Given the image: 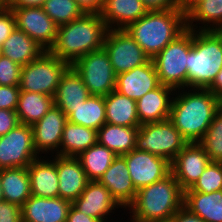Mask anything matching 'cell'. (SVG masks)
I'll return each instance as SVG.
<instances>
[{
  "mask_svg": "<svg viewBox=\"0 0 222 222\" xmlns=\"http://www.w3.org/2000/svg\"><path fill=\"white\" fill-rule=\"evenodd\" d=\"M189 88H209L222 69V31L192 30L188 54Z\"/></svg>",
  "mask_w": 222,
  "mask_h": 222,
  "instance_id": "obj_5",
  "label": "cell"
},
{
  "mask_svg": "<svg viewBox=\"0 0 222 222\" xmlns=\"http://www.w3.org/2000/svg\"><path fill=\"white\" fill-rule=\"evenodd\" d=\"M208 89L222 99V69L219 71L215 81Z\"/></svg>",
  "mask_w": 222,
  "mask_h": 222,
  "instance_id": "obj_49",
  "label": "cell"
},
{
  "mask_svg": "<svg viewBox=\"0 0 222 222\" xmlns=\"http://www.w3.org/2000/svg\"><path fill=\"white\" fill-rule=\"evenodd\" d=\"M67 121L98 130L106 123L104 96L90 95L83 104L74 108Z\"/></svg>",
  "mask_w": 222,
  "mask_h": 222,
  "instance_id": "obj_33",
  "label": "cell"
},
{
  "mask_svg": "<svg viewBox=\"0 0 222 222\" xmlns=\"http://www.w3.org/2000/svg\"><path fill=\"white\" fill-rule=\"evenodd\" d=\"M47 158V155L40 156L27 167L32 196L44 198L59 197L56 155H53V158L52 156L49 157L50 159Z\"/></svg>",
  "mask_w": 222,
  "mask_h": 222,
  "instance_id": "obj_20",
  "label": "cell"
},
{
  "mask_svg": "<svg viewBox=\"0 0 222 222\" xmlns=\"http://www.w3.org/2000/svg\"><path fill=\"white\" fill-rule=\"evenodd\" d=\"M56 167L59 178V197L73 202L86 188L89 180L76 157L56 155Z\"/></svg>",
  "mask_w": 222,
  "mask_h": 222,
  "instance_id": "obj_21",
  "label": "cell"
},
{
  "mask_svg": "<svg viewBox=\"0 0 222 222\" xmlns=\"http://www.w3.org/2000/svg\"><path fill=\"white\" fill-rule=\"evenodd\" d=\"M187 141L169 119L139 126L135 149L146 151L168 160L170 163L184 148Z\"/></svg>",
  "mask_w": 222,
  "mask_h": 222,
  "instance_id": "obj_8",
  "label": "cell"
},
{
  "mask_svg": "<svg viewBox=\"0 0 222 222\" xmlns=\"http://www.w3.org/2000/svg\"><path fill=\"white\" fill-rule=\"evenodd\" d=\"M89 96L88 89L80 74L73 66H69L60 79L54 96V105L68 116L74 111V108L83 104Z\"/></svg>",
  "mask_w": 222,
  "mask_h": 222,
  "instance_id": "obj_23",
  "label": "cell"
},
{
  "mask_svg": "<svg viewBox=\"0 0 222 222\" xmlns=\"http://www.w3.org/2000/svg\"><path fill=\"white\" fill-rule=\"evenodd\" d=\"M39 157L30 125L20 123L6 135L0 136V170L28 167Z\"/></svg>",
  "mask_w": 222,
  "mask_h": 222,
  "instance_id": "obj_10",
  "label": "cell"
},
{
  "mask_svg": "<svg viewBox=\"0 0 222 222\" xmlns=\"http://www.w3.org/2000/svg\"><path fill=\"white\" fill-rule=\"evenodd\" d=\"M20 91L19 86L0 85V109L16 111Z\"/></svg>",
  "mask_w": 222,
  "mask_h": 222,
  "instance_id": "obj_39",
  "label": "cell"
},
{
  "mask_svg": "<svg viewBox=\"0 0 222 222\" xmlns=\"http://www.w3.org/2000/svg\"><path fill=\"white\" fill-rule=\"evenodd\" d=\"M184 206V191L170 173L164 179L139 189L127 207L130 222H168Z\"/></svg>",
  "mask_w": 222,
  "mask_h": 222,
  "instance_id": "obj_3",
  "label": "cell"
},
{
  "mask_svg": "<svg viewBox=\"0 0 222 222\" xmlns=\"http://www.w3.org/2000/svg\"><path fill=\"white\" fill-rule=\"evenodd\" d=\"M168 222H204L200 217L192 214L184 206L180 208Z\"/></svg>",
  "mask_w": 222,
  "mask_h": 222,
  "instance_id": "obj_45",
  "label": "cell"
},
{
  "mask_svg": "<svg viewBox=\"0 0 222 222\" xmlns=\"http://www.w3.org/2000/svg\"><path fill=\"white\" fill-rule=\"evenodd\" d=\"M173 96L169 120L187 143L199 142L221 108L222 99L208 88L178 89Z\"/></svg>",
  "mask_w": 222,
  "mask_h": 222,
  "instance_id": "obj_1",
  "label": "cell"
},
{
  "mask_svg": "<svg viewBox=\"0 0 222 222\" xmlns=\"http://www.w3.org/2000/svg\"><path fill=\"white\" fill-rule=\"evenodd\" d=\"M138 129L105 123L97 130V143L122 156L135 149Z\"/></svg>",
  "mask_w": 222,
  "mask_h": 222,
  "instance_id": "obj_28",
  "label": "cell"
},
{
  "mask_svg": "<svg viewBox=\"0 0 222 222\" xmlns=\"http://www.w3.org/2000/svg\"><path fill=\"white\" fill-rule=\"evenodd\" d=\"M72 205L78 211L98 219L100 222H110L111 217L108 218V216L114 214L115 208L117 210L123 209L112 197L109 190L99 181H89L81 195L72 202Z\"/></svg>",
  "mask_w": 222,
  "mask_h": 222,
  "instance_id": "obj_16",
  "label": "cell"
},
{
  "mask_svg": "<svg viewBox=\"0 0 222 222\" xmlns=\"http://www.w3.org/2000/svg\"><path fill=\"white\" fill-rule=\"evenodd\" d=\"M0 222H22L21 206L8 201L0 202Z\"/></svg>",
  "mask_w": 222,
  "mask_h": 222,
  "instance_id": "obj_41",
  "label": "cell"
},
{
  "mask_svg": "<svg viewBox=\"0 0 222 222\" xmlns=\"http://www.w3.org/2000/svg\"><path fill=\"white\" fill-rule=\"evenodd\" d=\"M186 19L187 28L190 30L222 31V0L202 1L186 16Z\"/></svg>",
  "mask_w": 222,
  "mask_h": 222,
  "instance_id": "obj_32",
  "label": "cell"
},
{
  "mask_svg": "<svg viewBox=\"0 0 222 222\" xmlns=\"http://www.w3.org/2000/svg\"><path fill=\"white\" fill-rule=\"evenodd\" d=\"M184 207L204 222H222V190L209 194L185 191Z\"/></svg>",
  "mask_w": 222,
  "mask_h": 222,
  "instance_id": "obj_25",
  "label": "cell"
},
{
  "mask_svg": "<svg viewBox=\"0 0 222 222\" xmlns=\"http://www.w3.org/2000/svg\"><path fill=\"white\" fill-rule=\"evenodd\" d=\"M198 143L203 147L210 161L222 162V106Z\"/></svg>",
  "mask_w": 222,
  "mask_h": 222,
  "instance_id": "obj_36",
  "label": "cell"
},
{
  "mask_svg": "<svg viewBox=\"0 0 222 222\" xmlns=\"http://www.w3.org/2000/svg\"><path fill=\"white\" fill-rule=\"evenodd\" d=\"M160 85L157 71L152 59L131 71L117 75L116 91L133 100L140 99L149 91Z\"/></svg>",
  "mask_w": 222,
  "mask_h": 222,
  "instance_id": "obj_17",
  "label": "cell"
},
{
  "mask_svg": "<svg viewBox=\"0 0 222 222\" xmlns=\"http://www.w3.org/2000/svg\"><path fill=\"white\" fill-rule=\"evenodd\" d=\"M198 142L187 143L171 163V173L185 192L191 189L210 163Z\"/></svg>",
  "mask_w": 222,
  "mask_h": 222,
  "instance_id": "obj_14",
  "label": "cell"
},
{
  "mask_svg": "<svg viewBox=\"0 0 222 222\" xmlns=\"http://www.w3.org/2000/svg\"><path fill=\"white\" fill-rule=\"evenodd\" d=\"M192 48V30L186 29L152 60L160 84L174 90L188 88L187 61Z\"/></svg>",
  "mask_w": 222,
  "mask_h": 222,
  "instance_id": "obj_6",
  "label": "cell"
},
{
  "mask_svg": "<svg viewBox=\"0 0 222 222\" xmlns=\"http://www.w3.org/2000/svg\"><path fill=\"white\" fill-rule=\"evenodd\" d=\"M108 28L100 14L84 13L57 28V37L49 50L72 66L82 56L103 48Z\"/></svg>",
  "mask_w": 222,
  "mask_h": 222,
  "instance_id": "obj_2",
  "label": "cell"
},
{
  "mask_svg": "<svg viewBox=\"0 0 222 222\" xmlns=\"http://www.w3.org/2000/svg\"><path fill=\"white\" fill-rule=\"evenodd\" d=\"M70 65L50 51L21 67L19 88L23 91L55 96L63 73Z\"/></svg>",
  "mask_w": 222,
  "mask_h": 222,
  "instance_id": "obj_7",
  "label": "cell"
},
{
  "mask_svg": "<svg viewBox=\"0 0 222 222\" xmlns=\"http://www.w3.org/2000/svg\"><path fill=\"white\" fill-rule=\"evenodd\" d=\"M67 122V116L56 105H53L49 111L35 124H33V142L38 155L49 154L51 156L59 152L63 136V129ZM54 151V152H53Z\"/></svg>",
  "mask_w": 222,
  "mask_h": 222,
  "instance_id": "obj_15",
  "label": "cell"
},
{
  "mask_svg": "<svg viewBox=\"0 0 222 222\" xmlns=\"http://www.w3.org/2000/svg\"><path fill=\"white\" fill-rule=\"evenodd\" d=\"M122 156L137 191L164 179L171 173V163L168 160L149 152L134 149Z\"/></svg>",
  "mask_w": 222,
  "mask_h": 222,
  "instance_id": "obj_13",
  "label": "cell"
},
{
  "mask_svg": "<svg viewBox=\"0 0 222 222\" xmlns=\"http://www.w3.org/2000/svg\"><path fill=\"white\" fill-rule=\"evenodd\" d=\"M175 90L160 84L136 101L140 125L169 119Z\"/></svg>",
  "mask_w": 222,
  "mask_h": 222,
  "instance_id": "obj_22",
  "label": "cell"
},
{
  "mask_svg": "<svg viewBox=\"0 0 222 222\" xmlns=\"http://www.w3.org/2000/svg\"><path fill=\"white\" fill-rule=\"evenodd\" d=\"M2 55V46L0 45V56Z\"/></svg>",
  "mask_w": 222,
  "mask_h": 222,
  "instance_id": "obj_52",
  "label": "cell"
},
{
  "mask_svg": "<svg viewBox=\"0 0 222 222\" xmlns=\"http://www.w3.org/2000/svg\"><path fill=\"white\" fill-rule=\"evenodd\" d=\"M54 105V97L35 92L20 91L16 114L19 122L32 126Z\"/></svg>",
  "mask_w": 222,
  "mask_h": 222,
  "instance_id": "obj_31",
  "label": "cell"
},
{
  "mask_svg": "<svg viewBox=\"0 0 222 222\" xmlns=\"http://www.w3.org/2000/svg\"><path fill=\"white\" fill-rule=\"evenodd\" d=\"M45 50L17 28L2 44V55L21 67L38 58Z\"/></svg>",
  "mask_w": 222,
  "mask_h": 222,
  "instance_id": "obj_27",
  "label": "cell"
},
{
  "mask_svg": "<svg viewBox=\"0 0 222 222\" xmlns=\"http://www.w3.org/2000/svg\"><path fill=\"white\" fill-rule=\"evenodd\" d=\"M90 95L106 96L116 89V78L108 53L104 48L92 51L73 65Z\"/></svg>",
  "mask_w": 222,
  "mask_h": 222,
  "instance_id": "obj_9",
  "label": "cell"
},
{
  "mask_svg": "<svg viewBox=\"0 0 222 222\" xmlns=\"http://www.w3.org/2000/svg\"><path fill=\"white\" fill-rule=\"evenodd\" d=\"M147 12L141 0H104L100 15L108 29H125Z\"/></svg>",
  "mask_w": 222,
  "mask_h": 222,
  "instance_id": "obj_24",
  "label": "cell"
},
{
  "mask_svg": "<svg viewBox=\"0 0 222 222\" xmlns=\"http://www.w3.org/2000/svg\"><path fill=\"white\" fill-rule=\"evenodd\" d=\"M21 66L8 57L0 56V85L19 86Z\"/></svg>",
  "mask_w": 222,
  "mask_h": 222,
  "instance_id": "obj_38",
  "label": "cell"
},
{
  "mask_svg": "<svg viewBox=\"0 0 222 222\" xmlns=\"http://www.w3.org/2000/svg\"><path fill=\"white\" fill-rule=\"evenodd\" d=\"M67 222H100L98 219L87 216L84 213L78 211L73 205H71Z\"/></svg>",
  "mask_w": 222,
  "mask_h": 222,
  "instance_id": "obj_46",
  "label": "cell"
},
{
  "mask_svg": "<svg viewBox=\"0 0 222 222\" xmlns=\"http://www.w3.org/2000/svg\"><path fill=\"white\" fill-rule=\"evenodd\" d=\"M4 201V195H3V190L1 186V180H0V202Z\"/></svg>",
  "mask_w": 222,
  "mask_h": 222,
  "instance_id": "obj_51",
  "label": "cell"
},
{
  "mask_svg": "<svg viewBox=\"0 0 222 222\" xmlns=\"http://www.w3.org/2000/svg\"><path fill=\"white\" fill-rule=\"evenodd\" d=\"M103 48L116 75L145 64L149 57L125 29H108Z\"/></svg>",
  "mask_w": 222,
  "mask_h": 222,
  "instance_id": "obj_11",
  "label": "cell"
},
{
  "mask_svg": "<svg viewBox=\"0 0 222 222\" xmlns=\"http://www.w3.org/2000/svg\"><path fill=\"white\" fill-rule=\"evenodd\" d=\"M16 29L15 17L10 7L0 9V45Z\"/></svg>",
  "mask_w": 222,
  "mask_h": 222,
  "instance_id": "obj_40",
  "label": "cell"
},
{
  "mask_svg": "<svg viewBox=\"0 0 222 222\" xmlns=\"http://www.w3.org/2000/svg\"><path fill=\"white\" fill-rule=\"evenodd\" d=\"M106 123L126 127H139L136 100L126 97L116 90L104 96Z\"/></svg>",
  "mask_w": 222,
  "mask_h": 222,
  "instance_id": "obj_26",
  "label": "cell"
},
{
  "mask_svg": "<svg viewBox=\"0 0 222 222\" xmlns=\"http://www.w3.org/2000/svg\"><path fill=\"white\" fill-rule=\"evenodd\" d=\"M96 143V130L67 121L63 129L62 141L57 155L77 157Z\"/></svg>",
  "mask_w": 222,
  "mask_h": 222,
  "instance_id": "obj_29",
  "label": "cell"
},
{
  "mask_svg": "<svg viewBox=\"0 0 222 222\" xmlns=\"http://www.w3.org/2000/svg\"><path fill=\"white\" fill-rule=\"evenodd\" d=\"M222 190V162L211 161L198 181L191 189L186 191H196L209 194Z\"/></svg>",
  "mask_w": 222,
  "mask_h": 222,
  "instance_id": "obj_37",
  "label": "cell"
},
{
  "mask_svg": "<svg viewBox=\"0 0 222 222\" xmlns=\"http://www.w3.org/2000/svg\"><path fill=\"white\" fill-rule=\"evenodd\" d=\"M76 2L84 13L100 14L104 5V0H76Z\"/></svg>",
  "mask_w": 222,
  "mask_h": 222,
  "instance_id": "obj_44",
  "label": "cell"
},
{
  "mask_svg": "<svg viewBox=\"0 0 222 222\" xmlns=\"http://www.w3.org/2000/svg\"><path fill=\"white\" fill-rule=\"evenodd\" d=\"M186 29V16L179 9L148 11L125 28L149 59H153Z\"/></svg>",
  "mask_w": 222,
  "mask_h": 222,
  "instance_id": "obj_4",
  "label": "cell"
},
{
  "mask_svg": "<svg viewBox=\"0 0 222 222\" xmlns=\"http://www.w3.org/2000/svg\"><path fill=\"white\" fill-rule=\"evenodd\" d=\"M202 1L204 0H179V10L187 16Z\"/></svg>",
  "mask_w": 222,
  "mask_h": 222,
  "instance_id": "obj_48",
  "label": "cell"
},
{
  "mask_svg": "<svg viewBox=\"0 0 222 222\" xmlns=\"http://www.w3.org/2000/svg\"><path fill=\"white\" fill-rule=\"evenodd\" d=\"M4 201L22 206L32 195L27 167L0 170Z\"/></svg>",
  "mask_w": 222,
  "mask_h": 222,
  "instance_id": "obj_30",
  "label": "cell"
},
{
  "mask_svg": "<svg viewBox=\"0 0 222 222\" xmlns=\"http://www.w3.org/2000/svg\"><path fill=\"white\" fill-rule=\"evenodd\" d=\"M18 124H20V122L16 111L0 109V136L6 135Z\"/></svg>",
  "mask_w": 222,
  "mask_h": 222,
  "instance_id": "obj_42",
  "label": "cell"
},
{
  "mask_svg": "<svg viewBox=\"0 0 222 222\" xmlns=\"http://www.w3.org/2000/svg\"><path fill=\"white\" fill-rule=\"evenodd\" d=\"M10 0H0V9L8 8Z\"/></svg>",
  "mask_w": 222,
  "mask_h": 222,
  "instance_id": "obj_50",
  "label": "cell"
},
{
  "mask_svg": "<svg viewBox=\"0 0 222 222\" xmlns=\"http://www.w3.org/2000/svg\"><path fill=\"white\" fill-rule=\"evenodd\" d=\"M46 0H10L9 7H42Z\"/></svg>",
  "mask_w": 222,
  "mask_h": 222,
  "instance_id": "obj_47",
  "label": "cell"
},
{
  "mask_svg": "<svg viewBox=\"0 0 222 222\" xmlns=\"http://www.w3.org/2000/svg\"><path fill=\"white\" fill-rule=\"evenodd\" d=\"M98 181L109 190L116 202L124 208L123 210L127 209L135 199L137 190L130 178L125 158L121 155L113 159L110 167Z\"/></svg>",
  "mask_w": 222,
  "mask_h": 222,
  "instance_id": "obj_19",
  "label": "cell"
},
{
  "mask_svg": "<svg viewBox=\"0 0 222 222\" xmlns=\"http://www.w3.org/2000/svg\"><path fill=\"white\" fill-rule=\"evenodd\" d=\"M18 30L26 33L45 51H49L57 37L58 26L42 7H10Z\"/></svg>",
  "mask_w": 222,
  "mask_h": 222,
  "instance_id": "obj_12",
  "label": "cell"
},
{
  "mask_svg": "<svg viewBox=\"0 0 222 222\" xmlns=\"http://www.w3.org/2000/svg\"><path fill=\"white\" fill-rule=\"evenodd\" d=\"M117 155L105 146L98 143L83 151L76 158L80 161L87 179L98 181L105 171L110 167Z\"/></svg>",
  "mask_w": 222,
  "mask_h": 222,
  "instance_id": "obj_34",
  "label": "cell"
},
{
  "mask_svg": "<svg viewBox=\"0 0 222 222\" xmlns=\"http://www.w3.org/2000/svg\"><path fill=\"white\" fill-rule=\"evenodd\" d=\"M148 11L179 9V0H141Z\"/></svg>",
  "mask_w": 222,
  "mask_h": 222,
  "instance_id": "obj_43",
  "label": "cell"
},
{
  "mask_svg": "<svg viewBox=\"0 0 222 222\" xmlns=\"http://www.w3.org/2000/svg\"><path fill=\"white\" fill-rule=\"evenodd\" d=\"M72 202L61 197L30 196L21 206L22 222H67Z\"/></svg>",
  "mask_w": 222,
  "mask_h": 222,
  "instance_id": "obj_18",
  "label": "cell"
},
{
  "mask_svg": "<svg viewBox=\"0 0 222 222\" xmlns=\"http://www.w3.org/2000/svg\"><path fill=\"white\" fill-rule=\"evenodd\" d=\"M42 8L58 27L84 14L76 0H46Z\"/></svg>",
  "mask_w": 222,
  "mask_h": 222,
  "instance_id": "obj_35",
  "label": "cell"
}]
</instances>
